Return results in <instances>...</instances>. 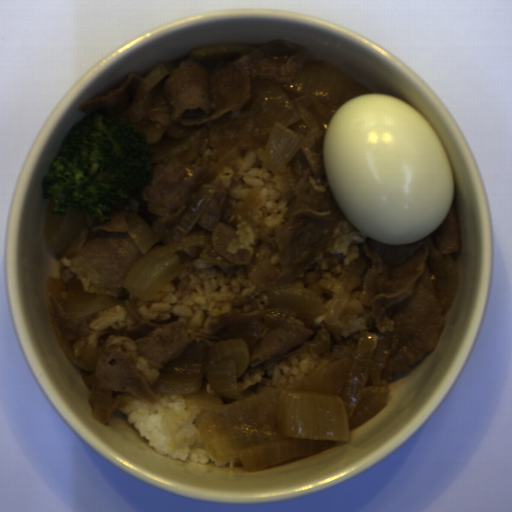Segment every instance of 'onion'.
Segmentation results:
<instances>
[{"instance_id": "5", "label": "onion", "mask_w": 512, "mask_h": 512, "mask_svg": "<svg viewBox=\"0 0 512 512\" xmlns=\"http://www.w3.org/2000/svg\"><path fill=\"white\" fill-rule=\"evenodd\" d=\"M54 200L49 206L46 217L44 239L53 252L62 254L77 238L82 219L80 212L65 209L62 213H54Z\"/></svg>"}, {"instance_id": "8", "label": "onion", "mask_w": 512, "mask_h": 512, "mask_svg": "<svg viewBox=\"0 0 512 512\" xmlns=\"http://www.w3.org/2000/svg\"><path fill=\"white\" fill-rule=\"evenodd\" d=\"M367 264L368 262L355 258L344 267L335 288L337 296L348 297L351 289L365 271Z\"/></svg>"}, {"instance_id": "3", "label": "onion", "mask_w": 512, "mask_h": 512, "mask_svg": "<svg viewBox=\"0 0 512 512\" xmlns=\"http://www.w3.org/2000/svg\"><path fill=\"white\" fill-rule=\"evenodd\" d=\"M239 153V148H231L201 179V186L182 220L174 226L167 228L160 221L150 226L132 209L127 212L125 221L128 233L141 254L127 272L122 291L117 297L84 291L82 279L66 282L54 277L49 282L53 298L72 319L90 317L103 308L118 305L124 308L132 320L139 323L145 320L140 314L138 302L153 299L163 287L174 280L183 267L178 252L192 257L201 252L205 235L189 234L216 193L213 181Z\"/></svg>"}, {"instance_id": "6", "label": "onion", "mask_w": 512, "mask_h": 512, "mask_svg": "<svg viewBox=\"0 0 512 512\" xmlns=\"http://www.w3.org/2000/svg\"><path fill=\"white\" fill-rule=\"evenodd\" d=\"M87 382L93 389L89 398L92 403V416L94 420L107 424L112 414L115 396L101 387L95 374L90 375Z\"/></svg>"}, {"instance_id": "1", "label": "onion", "mask_w": 512, "mask_h": 512, "mask_svg": "<svg viewBox=\"0 0 512 512\" xmlns=\"http://www.w3.org/2000/svg\"><path fill=\"white\" fill-rule=\"evenodd\" d=\"M390 354L365 331L355 346L337 345L336 359L297 382L243 395L238 379L249 354L236 337L212 346L206 359L166 363L154 390L183 396L187 410L201 411L196 423L211 455L251 473L348 443L388 401L381 377Z\"/></svg>"}, {"instance_id": "7", "label": "onion", "mask_w": 512, "mask_h": 512, "mask_svg": "<svg viewBox=\"0 0 512 512\" xmlns=\"http://www.w3.org/2000/svg\"><path fill=\"white\" fill-rule=\"evenodd\" d=\"M172 107L168 106H155L154 96L148 94L135 106L125 111L123 121L131 126L139 124L144 119L157 117L165 114H171Z\"/></svg>"}, {"instance_id": "9", "label": "onion", "mask_w": 512, "mask_h": 512, "mask_svg": "<svg viewBox=\"0 0 512 512\" xmlns=\"http://www.w3.org/2000/svg\"><path fill=\"white\" fill-rule=\"evenodd\" d=\"M438 263L447 277L446 291L444 298L441 302L442 308L445 311L449 310L456 296L458 277L454 260L451 254L442 255Z\"/></svg>"}, {"instance_id": "10", "label": "onion", "mask_w": 512, "mask_h": 512, "mask_svg": "<svg viewBox=\"0 0 512 512\" xmlns=\"http://www.w3.org/2000/svg\"><path fill=\"white\" fill-rule=\"evenodd\" d=\"M277 270L271 260L257 263L249 272L248 278L259 288L271 281Z\"/></svg>"}, {"instance_id": "2", "label": "onion", "mask_w": 512, "mask_h": 512, "mask_svg": "<svg viewBox=\"0 0 512 512\" xmlns=\"http://www.w3.org/2000/svg\"><path fill=\"white\" fill-rule=\"evenodd\" d=\"M251 94V105L211 128L208 140L226 148L267 138L262 162L277 176L306 141L326 133L346 102L371 93L328 66L308 64L294 82H256Z\"/></svg>"}, {"instance_id": "4", "label": "onion", "mask_w": 512, "mask_h": 512, "mask_svg": "<svg viewBox=\"0 0 512 512\" xmlns=\"http://www.w3.org/2000/svg\"><path fill=\"white\" fill-rule=\"evenodd\" d=\"M269 301L275 309L293 312L306 328L326 312L324 304L312 290L296 284L271 286Z\"/></svg>"}]
</instances>
